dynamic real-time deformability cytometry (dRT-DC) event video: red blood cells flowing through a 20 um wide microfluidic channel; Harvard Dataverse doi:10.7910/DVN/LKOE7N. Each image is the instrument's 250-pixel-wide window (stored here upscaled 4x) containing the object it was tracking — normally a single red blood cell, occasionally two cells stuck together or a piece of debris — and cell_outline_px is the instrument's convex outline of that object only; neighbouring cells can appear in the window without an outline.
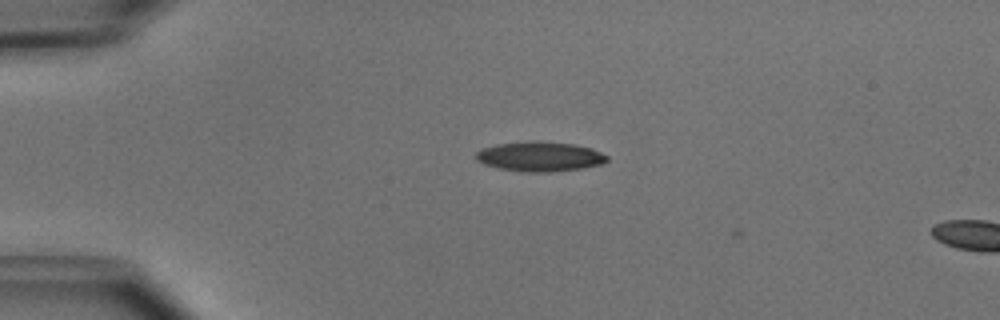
{"species": "common noctule bat (a hibernating species)", "species_latin": "Nyctalus noctula", "temperature_condition": "cold", "stored_images_in_passage": 3, "camera_frame_rate_fps": 3000, "um_per_image_px": 0.085, "animal": {"sex": "male", "body_mass_g": 15.6}, "frame": {"image": 1, "passage_image": 2, "time_ms": 0.333, "image_size_px": [1000, 320], "cell_outline_px": [[608, 160], [604, 164], [584, 168], [552, 172], [520, 172], [500, 168], [484, 164], [476, 160], [476, 152], [480, 148], [496, 144], [532, 140], [536, 140], [576, 144], [592, 148], [608, 156]], "centroid_in_image_um": [45.9, 13.3], "position_along_channel_um": 39.1, "area_um2": 23.18}}